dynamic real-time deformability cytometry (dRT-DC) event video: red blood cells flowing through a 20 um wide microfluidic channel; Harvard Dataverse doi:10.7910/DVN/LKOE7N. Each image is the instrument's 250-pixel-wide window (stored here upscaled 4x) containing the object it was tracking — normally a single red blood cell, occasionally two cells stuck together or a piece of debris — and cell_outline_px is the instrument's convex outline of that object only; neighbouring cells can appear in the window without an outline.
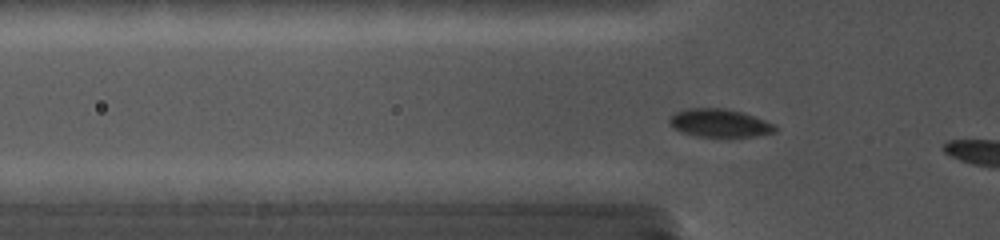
{"species": "common noctule bat (a hibernating species)", "species_latin": "Nyctalus noctula", "temperature_condition": "cold", "stored_images_in_passage": 8, "camera_frame_rate_fps": 5000, "um_per_image_px": 0.085, "animal": {"sex": "female", "body_mass_g": 19.0, "forearm_length_mm": 56.7}, "frame": {"image": 1, "passage_image": 5, "time_ms": 1.6, "image_size_px": [1000, 240], "cell_outline_px": [[780, 128], [776, 132], [756, 136], [696, 136], [680, 132], [672, 128], [668, 120], [676, 112], [688, 108], [724, 108], [744, 112], [776, 124]], "centroid_in_image_um": [61.21, 10.45], "position_along_channel_um": 64.6, "area_um2": 17.51}}